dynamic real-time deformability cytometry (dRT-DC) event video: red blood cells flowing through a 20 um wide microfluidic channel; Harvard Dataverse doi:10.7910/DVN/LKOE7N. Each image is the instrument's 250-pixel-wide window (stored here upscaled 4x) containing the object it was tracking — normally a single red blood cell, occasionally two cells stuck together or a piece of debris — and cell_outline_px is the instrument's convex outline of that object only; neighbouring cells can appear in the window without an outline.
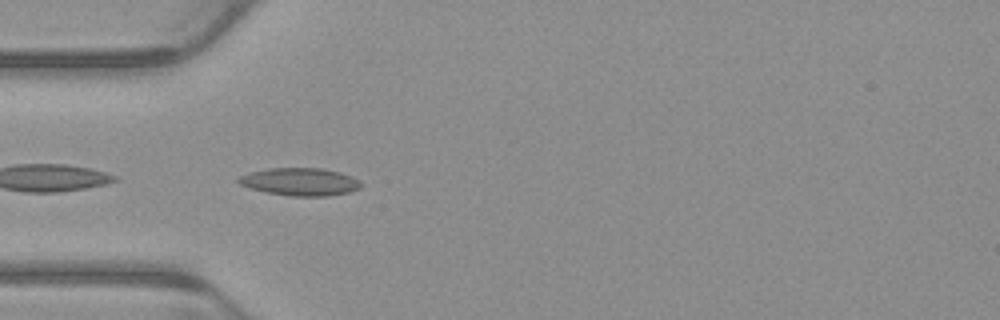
{"species": "common noctule bat (a hibernating species)", "species_latin": "Nyctalus noctula", "temperature_condition": "warm", "stored_images_in_passage": 2, "camera_frame_rate_fps": 3000, "um_per_image_px": 0.085, "animal": {"sex": "male", "body_mass_g": 23.1, "forearm_length_mm": 52.7}, "frame": {"image": 1, "passage_image": 2, "time_ms": 0.333, "image_size_px": [1000, 320], "cell_outline_px": [[360, 188], [348, 192], [328, 196], [292, 196], [268, 192], [252, 188], [240, 184], [236, 180], [240, 176], [252, 172], [268, 168], [320, 168], [340, 172], [360, 180]], "centroid_in_image_um": [25.52, 15.44], "position_along_channel_um": 59.5, "area_um2": 19.48}}